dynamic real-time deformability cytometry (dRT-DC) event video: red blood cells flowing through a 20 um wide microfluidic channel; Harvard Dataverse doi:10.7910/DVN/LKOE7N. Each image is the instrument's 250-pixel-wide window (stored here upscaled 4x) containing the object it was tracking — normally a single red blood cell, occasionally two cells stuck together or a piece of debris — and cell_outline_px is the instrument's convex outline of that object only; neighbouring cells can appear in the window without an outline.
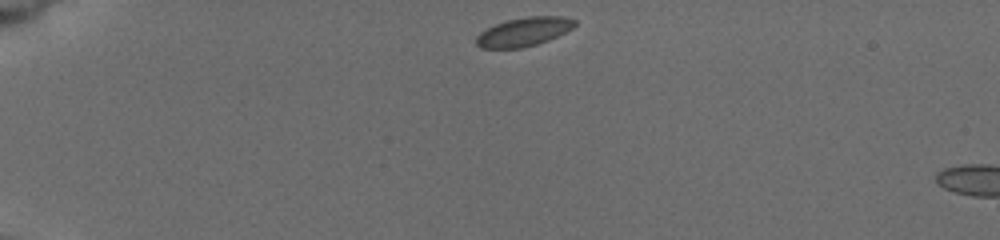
{"species": "common noctule bat (a hibernating species)", "species_latin": "Nyctalus noctula", "temperature_condition": "cold", "stored_images_in_passage": 4, "camera_frame_rate_fps": 3000, "um_per_image_px": 0.085, "animal": {"sex": "female", "body_mass_g": 19.5, "forearm_length_mm": 54.1}, "frame": {"image": 1, "passage_image": 1, "time_ms": 0.0, "image_size_px": [1000, 240], "cell_outline_px": [[576, 24], [572, 28], [548, 40], [536, 44], [520, 48], [480, 48], [476, 44], [476, 36], [480, 32], [496, 24], [508, 20], [528, 16], [564, 16], [576, 20]], "centroid_in_image_um": [44.52, 2.7], "position_along_channel_um": 40.5, "area_um2": 16.36}}
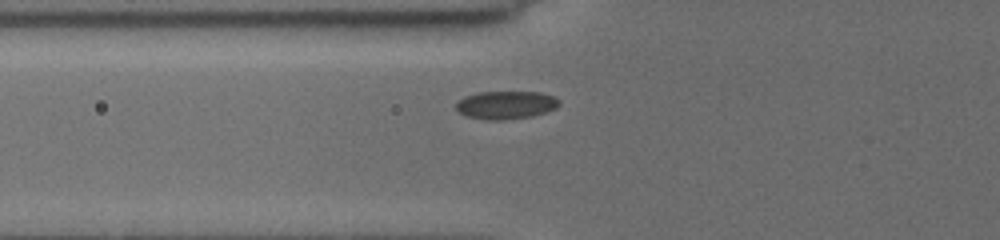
{"frame": {"image": 2, "passage_image": 4, "time_ms": 2.667, "image_size_px": [1000, 240], "cell_outline_px": [[560, 104], [556, 108], [532, 116], [500, 120], [488, 120], [468, 116], [460, 112], [456, 108], [456, 104], [464, 96], [476, 92], [540, 92], [552, 96], [560, 100]], "centroid_in_image_um": [43.01, 8.91], "position_along_channel_um": 82.8, "area_um2": 16.7}}